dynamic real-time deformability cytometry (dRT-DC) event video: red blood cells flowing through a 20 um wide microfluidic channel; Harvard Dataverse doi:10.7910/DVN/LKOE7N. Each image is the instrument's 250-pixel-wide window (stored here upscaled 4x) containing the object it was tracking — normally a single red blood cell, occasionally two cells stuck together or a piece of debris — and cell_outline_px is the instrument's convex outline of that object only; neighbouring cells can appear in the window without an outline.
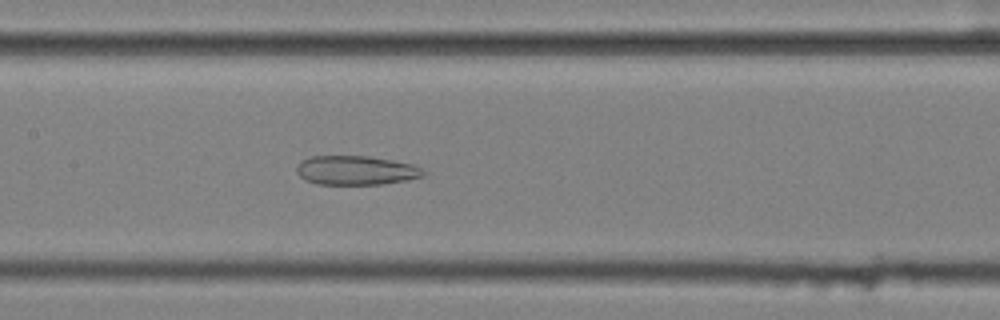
{"species": "common noctule bat (a hibernating species)", "species_latin": "Nyctalus noctula", "temperature_condition": "cold", "stored_images_in_passage": 57, "camera_frame_rate_fps": 3000, "um_per_image_px": 0.085, "animal": {"sex": "female", "body_mass_g": 25.1}, "frame": {"image": 1, "passage_image": 28, "time_ms": 9.0, "image_size_px": [1000, 320], "cell_outline_px": [[424, 176], [408, 180], [380, 184], [316, 184], [304, 180], [296, 172], [296, 168], [304, 160], [312, 156], [368, 156], [392, 160], [412, 164], [424, 168]], "centroid_in_image_um": [30.28, 14.48], "position_along_channel_um": 177.1, "area_um2": 21.5}}
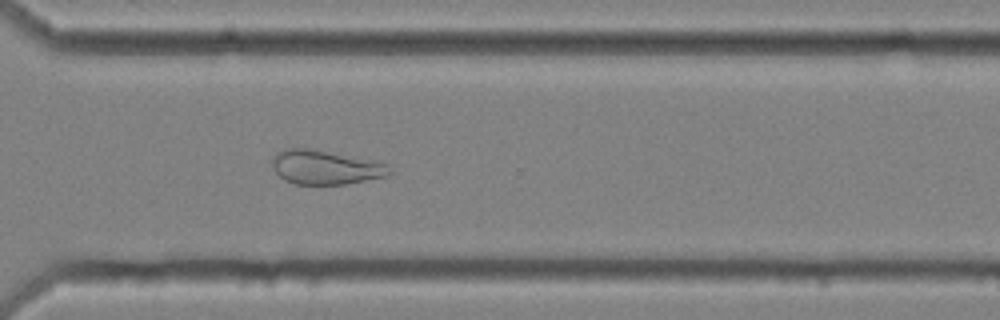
{"frame": {"image": 2, "passage_image": 42, "time_ms": 13.667, "image_size_px": [1000, 320], "cell_outline_px": [[392, 172], [388, 176], [344, 184], [296, 184], [284, 180], [272, 168], [272, 156], [276, 152], [284, 148], [312, 148], [388, 164], [392, 168]], "centroid_in_image_um": [27.63, 14.21], "position_along_channel_um": 343.0, "area_um2": 23.41}}
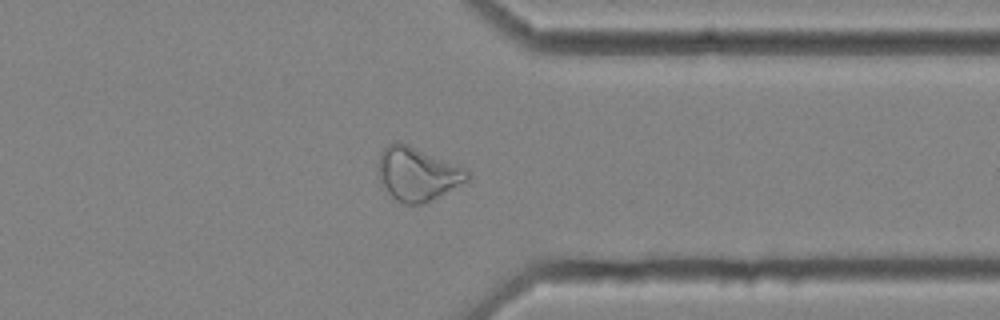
{"frame": {"image": 3, "passage_image": 45, "time_ms": 14.667, "image_size_px": [1000, 320], "cell_outline_px": [[468, 180], [424, 204], [404, 204], [396, 200], [388, 192], [380, 180], [376, 172], [376, 164], [380, 152], [388, 144], [408, 144], [464, 168], [468, 172]], "centroid_in_image_um": [35.42, 14.79], "position_along_channel_um": 376.0, "area_um2": 27.4}}